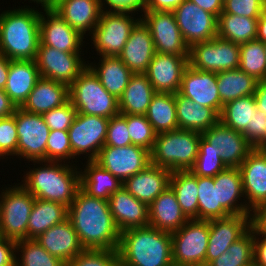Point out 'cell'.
<instances>
[{
	"label": "cell",
	"mask_w": 266,
	"mask_h": 266,
	"mask_svg": "<svg viewBox=\"0 0 266 266\" xmlns=\"http://www.w3.org/2000/svg\"><path fill=\"white\" fill-rule=\"evenodd\" d=\"M68 218L84 249L118 250L121 232L108 200L90 196L79 188L68 207Z\"/></svg>",
	"instance_id": "1"
},
{
	"label": "cell",
	"mask_w": 266,
	"mask_h": 266,
	"mask_svg": "<svg viewBox=\"0 0 266 266\" xmlns=\"http://www.w3.org/2000/svg\"><path fill=\"white\" fill-rule=\"evenodd\" d=\"M20 8L0 14V54L10 60H35L40 43V12L30 6Z\"/></svg>",
	"instance_id": "2"
},
{
	"label": "cell",
	"mask_w": 266,
	"mask_h": 266,
	"mask_svg": "<svg viewBox=\"0 0 266 266\" xmlns=\"http://www.w3.org/2000/svg\"><path fill=\"white\" fill-rule=\"evenodd\" d=\"M35 162L43 166L26 171L21 185L35 198L58 202L69 207L80 188L81 168H77L75 164L72 166V163L33 161L34 164Z\"/></svg>",
	"instance_id": "3"
},
{
	"label": "cell",
	"mask_w": 266,
	"mask_h": 266,
	"mask_svg": "<svg viewBox=\"0 0 266 266\" xmlns=\"http://www.w3.org/2000/svg\"><path fill=\"white\" fill-rule=\"evenodd\" d=\"M118 253L120 266H168L173 262L171 233L149 225L127 229Z\"/></svg>",
	"instance_id": "4"
},
{
	"label": "cell",
	"mask_w": 266,
	"mask_h": 266,
	"mask_svg": "<svg viewBox=\"0 0 266 266\" xmlns=\"http://www.w3.org/2000/svg\"><path fill=\"white\" fill-rule=\"evenodd\" d=\"M202 134L193 130L159 133L150 152L151 164L172 171L190 170L199 152Z\"/></svg>",
	"instance_id": "5"
},
{
	"label": "cell",
	"mask_w": 266,
	"mask_h": 266,
	"mask_svg": "<svg viewBox=\"0 0 266 266\" xmlns=\"http://www.w3.org/2000/svg\"><path fill=\"white\" fill-rule=\"evenodd\" d=\"M69 101L78 113L111 118L119 114L118 99L87 66L69 86Z\"/></svg>",
	"instance_id": "6"
},
{
	"label": "cell",
	"mask_w": 266,
	"mask_h": 266,
	"mask_svg": "<svg viewBox=\"0 0 266 266\" xmlns=\"http://www.w3.org/2000/svg\"><path fill=\"white\" fill-rule=\"evenodd\" d=\"M11 187L0 194V233L3 238L18 241L27 239L35 197L20 183Z\"/></svg>",
	"instance_id": "7"
},
{
	"label": "cell",
	"mask_w": 266,
	"mask_h": 266,
	"mask_svg": "<svg viewBox=\"0 0 266 266\" xmlns=\"http://www.w3.org/2000/svg\"><path fill=\"white\" fill-rule=\"evenodd\" d=\"M135 12L102 11L91 42L100 56H119L132 29L141 20L132 17ZM131 14V15H130ZM135 18V19H134Z\"/></svg>",
	"instance_id": "8"
},
{
	"label": "cell",
	"mask_w": 266,
	"mask_h": 266,
	"mask_svg": "<svg viewBox=\"0 0 266 266\" xmlns=\"http://www.w3.org/2000/svg\"><path fill=\"white\" fill-rule=\"evenodd\" d=\"M172 261L186 266H205L209 238V221L188 220L171 233Z\"/></svg>",
	"instance_id": "9"
},
{
	"label": "cell",
	"mask_w": 266,
	"mask_h": 266,
	"mask_svg": "<svg viewBox=\"0 0 266 266\" xmlns=\"http://www.w3.org/2000/svg\"><path fill=\"white\" fill-rule=\"evenodd\" d=\"M240 44L214 37L189 48L188 63L204 72H222L239 68Z\"/></svg>",
	"instance_id": "10"
},
{
	"label": "cell",
	"mask_w": 266,
	"mask_h": 266,
	"mask_svg": "<svg viewBox=\"0 0 266 266\" xmlns=\"http://www.w3.org/2000/svg\"><path fill=\"white\" fill-rule=\"evenodd\" d=\"M18 133L17 157L30 161H46V145L50 133L42 114L17 108L13 114Z\"/></svg>",
	"instance_id": "11"
},
{
	"label": "cell",
	"mask_w": 266,
	"mask_h": 266,
	"mask_svg": "<svg viewBox=\"0 0 266 266\" xmlns=\"http://www.w3.org/2000/svg\"><path fill=\"white\" fill-rule=\"evenodd\" d=\"M109 118L77 113L68 129L73 159L86 154L88 161L95 160L105 145ZM81 154V155H80Z\"/></svg>",
	"instance_id": "12"
},
{
	"label": "cell",
	"mask_w": 266,
	"mask_h": 266,
	"mask_svg": "<svg viewBox=\"0 0 266 266\" xmlns=\"http://www.w3.org/2000/svg\"><path fill=\"white\" fill-rule=\"evenodd\" d=\"M81 57V53L38 46L35 62L41 77L70 86L87 67L86 61Z\"/></svg>",
	"instance_id": "13"
},
{
	"label": "cell",
	"mask_w": 266,
	"mask_h": 266,
	"mask_svg": "<svg viewBox=\"0 0 266 266\" xmlns=\"http://www.w3.org/2000/svg\"><path fill=\"white\" fill-rule=\"evenodd\" d=\"M122 183L151 164L150 151L137 146H104L94 160Z\"/></svg>",
	"instance_id": "14"
},
{
	"label": "cell",
	"mask_w": 266,
	"mask_h": 266,
	"mask_svg": "<svg viewBox=\"0 0 266 266\" xmlns=\"http://www.w3.org/2000/svg\"><path fill=\"white\" fill-rule=\"evenodd\" d=\"M173 14L189 48L217 37L218 18L195 3L185 0L173 11Z\"/></svg>",
	"instance_id": "15"
},
{
	"label": "cell",
	"mask_w": 266,
	"mask_h": 266,
	"mask_svg": "<svg viewBox=\"0 0 266 266\" xmlns=\"http://www.w3.org/2000/svg\"><path fill=\"white\" fill-rule=\"evenodd\" d=\"M141 20L149 28L156 53L189 56L173 12L143 11Z\"/></svg>",
	"instance_id": "16"
},
{
	"label": "cell",
	"mask_w": 266,
	"mask_h": 266,
	"mask_svg": "<svg viewBox=\"0 0 266 266\" xmlns=\"http://www.w3.org/2000/svg\"><path fill=\"white\" fill-rule=\"evenodd\" d=\"M201 134L207 141V148L214 149L227 167H239L255 149L242 133L220 120Z\"/></svg>",
	"instance_id": "17"
},
{
	"label": "cell",
	"mask_w": 266,
	"mask_h": 266,
	"mask_svg": "<svg viewBox=\"0 0 266 266\" xmlns=\"http://www.w3.org/2000/svg\"><path fill=\"white\" fill-rule=\"evenodd\" d=\"M42 9L45 13L40 11L39 46H50L69 53H81L85 36L73 29L52 8Z\"/></svg>",
	"instance_id": "18"
},
{
	"label": "cell",
	"mask_w": 266,
	"mask_h": 266,
	"mask_svg": "<svg viewBox=\"0 0 266 266\" xmlns=\"http://www.w3.org/2000/svg\"><path fill=\"white\" fill-rule=\"evenodd\" d=\"M251 216L230 215L209 220V238L205 266H208L223 252L228 251V247L251 228Z\"/></svg>",
	"instance_id": "19"
},
{
	"label": "cell",
	"mask_w": 266,
	"mask_h": 266,
	"mask_svg": "<svg viewBox=\"0 0 266 266\" xmlns=\"http://www.w3.org/2000/svg\"><path fill=\"white\" fill-rule=\"evenodd\" d=\"M188 65V56L155 53L145 74L155 92L175 94L180 89Z\"/></svg>",
	"instance_id": "20"
},
{
	"label": "cell",
	"mask_w": 266,
	"mask_h": 266,
	"mask_svg": "<svg viewBox=\"0 0 266 266\" xmlns=\"http://www.w3.org/2000/svg\"><path fill=\"white\" fill-rule=\"evenodd\" d=\"M178 93L204 107L214 109L219 115L222 111L223 104L214 72L199 71L188 65L184 70Z\"/></svg>",
	"instance_id": "21"
},
{
	"label": "cell",
	"mask_w": 266,
	"mask_h": 266,
	"mask_svg": "<svg viewBox=\"0 0 266 266\" xmlns=\"http://www.w3.org/2000/svg\"><path fill=\"white\" fill-rule=\"evenodd\" d=\"M238 168L248 207L254 211L266 205V157L255 148Z\"/></svg>",
	"instance_id": "22"
},
{
	"label": "cell",
	"mask_w": 266,
	"mask_h": 266,
	"mask_svg": "<svg viewBox=\"0 0 266 266\" xmlns=\"http://www.w3.org/2000/svg\"><path fill=\"white\" fill-rule=\"evenodd\" d=\"M34 240L65 264L84 250L69 218L52 226Z\"/></svg>",
	"instance_id": "23"
},
{
	"label": "cell",
	"mask_w": 266,
	"mask_h": 266,
	"mask_svg": "<svg viewBox=\"0 0 266 266\" xmlns=\"http://www.w3.org/2000/svg\"><path fill=\"white\" fill-rule=\"evenodd\" d=\"M155 53L149 28L140 20L132 29L118 57L133 74H139L146 73Z\"/></svg>",
	"instance_id": "24"
},
{
	"label": "cell",
	"mask_w": 266,
	"mask_h": 266,
	"mask_svg": "<svg viewBox=\"0 0 266 266\" xmlns=\"http://www.w3.org/2000/svg\"><path fill=\"white\" fill-rule=\"evenodd\" d=\"M108 202L120 232L149 225L148 205L136 199L123 187L113 193Z\"/></svg>",
	"instance_id": "25"
},
{
	"label": "cell",
	"mask_w": 266,
	"mask_h": 266,
	"mask_svg": "<svg viewBox=\"0 0 266 266\" xmlns=\"http://www.w3.org/2000/svg\"><path fill=\"white\" fill-rule=\"evenodd\" d=\"M171 171L149 164L123 182V188L148 206L167 188Z\"/></svg>",
	"instance_id": "26"
},
{
	"label": "cell",
	"mask_w": 266,
	"mask_h": 266,
	"mask_svg": "<svg viewBox=\"0 0 266 266\" xmlns=\"http://www.w3.org/2000/svg\"><path fill=\"white\" fill-rule=\"evenodd\" d=\"M52 9L82 36L92 34L102 12L100 0H60Z\"/></svg>",
	"instance_id": "27"
},
{
	"label": "cell",
	"mask_w": 266,
	"mask_h": 266,
	"mask_svg": "<svg viewBox=\"0 0 266 266\" xmlns=\"http://www.w3.org/2000/svg\"><path fill=\"white\" fill-rule=\"evenodd\" d=\"M69 101V86L41 77L20 107L32 114H43Z\"/></svg>",
	"instance_id": "28"
},
{
	"label": "cell",
	"mask_w": 266,
	"mask_h": 266,
	"mask_svg": "<svg viewBox=\"0 0 266 266\" xmlns=\"http://www.w3.org/2000/svg\"><path fill=\"white\" fill-rule=\"evenodd\" d=\"M217 185L218 204H220L230 215H252L253 212L246 202L238 200L245 199L242 176L238 167H227L214 177Z\"/></svg>",
	"instance_id": "29"
},
{
	"label": "cell",
	"mask_w": 266,
	"mask_h": 266,
	"mask_svg": "<svg viewBox=\"0 0 266 266\" xmlns=\"http://www.w3.org/2000/svg\"><path fill=\"white\" fill-rule=\"evenodd\" d=\"M148 210L149 226L170 233L180 229L189 220L170 186L148 206Z\"/></svg>",
	"instance_id": "30"
},
{
	"label": "cell",
	"mask_w": 266,
	"mask_h": 266,
	"mask_svg": "<svg viewBox=\"0 0 266 266\" xmlns=\"http://www.w3.org/2000/svg\"><path fill=\"white\" fill-rule=\"evenodd\" d=\"M40 78L35 60H10L4 91L20 108Z\"/></svg>",
	"instance_id": "31"
},
{
	"label": "cell",
	"mask_w": 266,
	"mask_h": 266,
	"mask_svg": "<svg viewBox=\"0 0 266 266\" xmlns=\"http://www.w3.org/2000/svg\"><path fill=\"white\" fill-rule=\"evenodd\" d=\"M178 129L202 133L219 121L220 115L212 108L204 107L191 99L175 93Z\"/></svg>",
	"instance_id": "32"
},
{
	"label": "cell",
	"mask_w": 266,
	"mask_h": 266,
	"mask_svg": "<svg viewBox=\"0 0 266 266\" xmlns=\"http://www.w3.org/2000/svg\"><path fill=\"white\" fill-rule=\"evenodd\" d=\"M155 90L145 73L133 74L118 99L120 114L146 115Z\"/></svg>",
	"instance_id": "33"
},
{
	"label": "cell",
	"mask_w": 266,
	"mask_h": 266,
	"mask_svg": "<svg viewBox=\"0 0 266 266\" xmlns=\"http://www.w3.org/2000/svg\"><path fill=\"white\" fill-rule=\"evenodd\" d=\"M99 58L98 66L88 62L87 66L98 77L102 86L119 99L133 73L118 56H102V58L100 56Z\"/></svg>",
	"instance_id": "34"
},
{
	"label": "cell",
	"mask_w": 266,
	"mask_h": 266,
	"mask_svg": "<svg viewBox=\"0 0 266 266\" xmlns=\"http://www.w3.org/2000/svg\"><path fill=\"white\" fill-rule=\"evenodd\" d=\"M80 171V188L90 196L109 200L123 183L94 160L86 162Z\"/></svg>",
	"instance_id": "35"
},
{
	"label": "cell",
	"mask_w": 266,
	"mask_h": 266,
	"mask_svg": "<svg viewBox=\"0 0 266 266\" xmlns=\"http://www.w3.org/2000/svg\"><path fill=\"white\" fill-rule=\"evenodd\" d=\"M67 218V206L35 198L27 226V239H36L40 234Z\"/></svg>",
	"instance_id": "36"
},
{
	"label": "cell",
	"mask_w": 266,
	"mask_h": 266,
	"mask_svg": "<svg viewBox=\"0 0 266 266\" xmlns=\"http://www.w3.org/2000/svg\"><path fill=\"white\" fill-rule=\"evenodd\" d=\"M169 186L176 194L177 201L185 216L189 220H198L197 176L190 170L172 171Z\"/></svg>",
	"instance_id": "37"
},
{
	"label": "cell",
	"mask_w": 266,
	"mask_h": 266,
	"mask_svg": "<svg viewBox=\"0 0 266 266\" xmlns=\"http://www.w3.org/2000/svg\"><path fill=\"white\" fill-rule=\"evenodd\" d=\"M157 134L178 129L175 94L156 92L146 113Z\"/></svg>",
	"instance_id": "38"
},
{
	"label": "cell",
	"mask_w": 266,
	"mask_h": 266,
	"mask_svg": "<svg viewBox=\"0 0 266 266\" xmlns=\"http://www.w3.org/2000/svg\"><path fill=\"white\" fill-rule=\"evenodd\" d=\"M221 103L253 95L258 81L240 68L216 73Z\"/></svg>",
	"instance_id": "39"
},
{
	"label": "cell",
	"mask_w": 266,
	"mask_h": 266,
	"mask_svg": "<svg viewBox=\"0 0 266 266\" xmlns=\"http://www.w3.org/2000/svg\"><path fill=\"white\" fill-rule=\"evenodd\" d=\"M258 18H249L222 12L218 17L217 36L242 44L257 37Z\"/></svg>",
	"instance_id": "40"
},
{
	"label": "cell",
	"mask_w": 266,
	"mask_h": 266,
	"mask_svg": "<svg viewBox=\"0 0 266 266\" xmlns=\"http://www.w3.org/2000/svg\"><path fill=\"white\" fill-rule=\"evenodd\" d=\"M257 111L254 95L240 97L223 105L219 120L237 132L251 127L253 113Z\"/></svg>",
	"instance_id": "41"
},
{
	"label": "cell",
	"mask_w": 266,
	"mask_h": 266,
	"mask_svg": "<svg viewBox=\"0 0 266 266\" xmlns=\"http://www.w3.org/2000/svg\"><path fill=\"white\" fill-rule=\"evenodd\" d=\"M208 266H254V229L251 227Z\"/></svg>",
	"instance_id": "42"
},
{
	"label": "cell",
	"mask_w": 266,
	"mask_h": 266,
	"mask_svg": "<svg viewBox=\"0 0 266 266\" xmlns=\"http://www.w3.org/2000/svg\"><path fill=\"white\" fill-rule=\"evenodd\" d=\"M198 185V220H213L230 216V214L218 204L217 185L214 177L197 176Z\"/></svg>",
	"instance_id": "43"
},
{
	"label": "cell",
	"mask_w": 266,
	"mask_h": 266,
	"mask_svg": "<svg viewBox=\"0 0 266 266\" xmlns=\"http://www.w3.org/2000/svg\"><path fill=\"white\" fill-rule=\"evenodd\" d=\"M239 68L257 81L266 79V52L260 40L240 44Z\"/></svg>",
	"instance_id": "44"
},
{
	"label": "cell",
	"mask_w": 266,
	"mask_h": 266,
	"mask_svg": "<svg viewBox=\"0 0 266 266\" xmlns=\"http://www.w3.org/2000/svg\"><path fill=\"white\" fill-rule=\"evenodd\" d=\"M16 252L18 255V252H21L19 255L21 257L16 256L15 259L17 266H66L63 261L49 254L34 239L16 241Z\"/></svg>",
	"instance_id": "45"
},
{
	"label": "cell",
	"mask_w": 266,
	"mask_h": 266,
	"mask_svg": "<svg viewBox=\"0 0 266 266\" xmlns=\"http://www.w3.org/2000/svg\"><path fill=\"white\" fill-rule=\"evenodd\" d=\"M227 166L212 148H207V141L201 136L199 142V152L194 166L190 171L199 177H215L225 170Z\"/></svg>",
	"instance_id": "46"
},
{
	"label": "cell",
	"mask_w": 266,
	"mask_h": 266,
	"mask_svg": "<svg viewBox=\"0 0 266 266\" xmlns=\"http://www.w3.org/2000/svg\"><path fill=\"white\" fill-rule=\"evenodd\" d=\"M126 121L131 143L151 152L157 133L146 115L126 114Z\"/></svg>",
	"instance_id": "47"
},
{
	"label": "cell",
	"mask_w": 266,
	"mask_h": 266,
	"mask_svg": "<svg viewBox=\"0 0 266 266\" xmlns=\"http://www.w3.org/2000/svg\"><path fill=\"white\" fill-rule=\"evenodd\" d=\"M66 266H120L118 250L84 249Z\"/></svg>",
	"instance_id": "48"
},
{
	"label": "cell",
	"mask_w": 266,
	"mask_h": 266,
	"mask_svg": "<svg viewBox=\"0 0 266 266\" xmlns=\"http://www.w3.org/2000/svg\"><path fill=\"white\" fill-rule=\"evenodd\" d=\"M71 158L73 159V154L68 130H50L46 145V161L70 163Z\"/></svg>",
	"instance_id": "49"
},
{
	"label": "cell",
	"mask_w": 266,
	"mask_h": 266,
	"mask_svg": "<svg viewBox=\"0 0 266 266\" xmlns=\"http://www.w3.org/2000/svg\"><path fill=\"white\" fill-rule=\"evenodd\" d=\"M18 133L14 115L0 118V158L17 156Z\"/></svg>",
	"instance_id": "50"
},
{
	"label": "cell",
	"mask_w": 266,
	"mask_h": 266,
	"mask_svg": "<svg viewBox=\"0 0 266 266\" xmlns=\"http://www.w3.org/2000/svg\"><path fill=\"white\" fill-rule=\"evenodd\" d=\"M127 127L126 114H118L109 118L104 146L124 147L131 145Z\"/></svg>",
	"instance_id": "51"
},
{
	"label": "cell",
	"mask_w": 266,
	"mask_h": 266,
	"mask_svg": "<svg viewBox=\"0 0 266 266\" xmlns=\"http://www.w3.org/2000/svg\"><path fill=\"white\" fill-rule=\"evenodd\" d=\"M77 110L70 101L42 114L50 130H68L74 122Z\"/></svg>",
	"instance_id": "52"
},
{
	"label": "cell",
	"mask_w": 266,
	"mask_h": 266,
	"mask_svg": "<svg viewBox=\"0 0 266 266\" xmlns=\"http://www.w3.org/2000/svg\"><path fill=\"white\" fill-rule=\"evenodd\" d=\"M264 11V0H225L223 12L244 16L249 18H259Z\"/></svg>",
	"instance_id": "53"
},
{
	"label": "cell",
	"mask_w": 266,
	"mask_h": 266,
	"mask_svg": "<svg viewBox=\"0 0 266 266\" xmlns=\"http://www.w3.org/2000/svg\"><path fill=\"white\" fill-rule=\"evenodd\" d=\"M242 134L254 148H257L265 139L266 113L257 109L253 113L251 127L246 128Z\"/></svg>",
	"instance_id": "54"
},
{
	"label": "cell",
	"mask_w": 266,
	"mask_h": 266,
	"mask_svg": "<svg viewBox=\"0 0 266 266\" xmlns=\"http://www.w3.org/2000/svg\"><path fill=\"white\" fill-rule=\"evenodd\" d=\"M145 4L146 0H100L102 11H106L105 7L108 5L107 11L143 12Z\"/></svg>",
	"instance_id": "55"
},
{
	"label": "cell",
	"mask_w": 266,
	"mask_h": 266,
	"mask_svg": "<svg viewBox=\"0 0 266 266\" xmlns=\"http://www.w3.org/2000/svg\"><path fill=\"white\" fill-rule=\"evenodd\" d=\"M16 255V241L3 238L0 233V266H11Z\"/></svg>",
	"instance_id": "56"
},
{
	"label": "cell",
	"mask_w": 266,
	"mask_h": 266,
	"mask_svg": "<svg viewBox=\"0 0 266 266\" xmlns=\"http://www.w3.org/2000/svg\"><path fill=\"white\" fill-rule=\"evenodd\" d=\"M185 0H146L143 11L173 12Z\"/></svg>",
	"instance_id": "57"
},
{
	"label": "cell",
	"mask_w": 266,
	"mask_h": 266,
	"mask_svg": "<svg viewBox=\"0 0 266 266\" xmlns=\"http://www.w3.org/2000/svg\"><path fill=\"white\" fill-rule=\"evenodd\" d=\"M252 213L251 227L260 237L266 238V205L256 208Z\"/></svg>",
	"instance_id": "58"
},
{
	"label": "cell",
	"mask_w": 266,
	"mask_h": 266,
	"mask_svg": "<svg viewBox=\"0 0 266 266\" xmlns=\"http://www.w3.org/2000/svg\"><path fill=\"white\" fill-rule=\"evenodd\" d=\"M254 266H266V238L254 230Z\"/></svg>",
	"instance_id": "59"
},
{
	"label": "cell",
	"mask_w": 266,
	"mask_h": 266,
	"mask_svg": "<svg viewBox=\"0 0 266 266\" xmlns=\"http://www.w3.org/2000/svg\"><path fill=\"white\" fill-rule=\"evenodd\" d=\"M206 12L214 14L217 18L223 12V0H189Z\"/></svg>",
	"instance_id": "60"
},
{
	"label": "cell",
	"mask_w": 266,
	"mask_h": 266,
	"mask_svg": "<svg viewBox=\"0 0 266 266\" xmlns=\"http://www.w3.org/2000/svg\"><path fill=\"white\" fill-rule=\"evenodd\" d=\"M253 95L257 109L266 113V79L258 81Z\"/></svg>",
	"instance_id": "61"
},
{
	"label": "cell",
	"mask_w": 266,
	"mask_h": 266,
	"mask_svg": "<svg viewBox=\"0 0 266 266\" xmlns=\"http://www.w3.org/2000/svg\"><path fill=\"white\" fill-rule=\"evenodd\" d=\"M16 109V105L12 102L5 91L0 90V118L13 115Z\"/></svg>",
	"instance_id": "62"
},
{
	"label": "cell",
	"mask_w": 266,
	"mask_h": 266,
	"mask_svg": "<svg viewBox=\"0 0 266 266\" xmlns=\"http://www.w3.org/2000/svg\"><path fill=\"white\" fill-rule=\"evenodd\" d=\"M10 59L0 54V90H4L8 78Z\"/></svg>",
	"instance_id": "63"
},
{
	"label": "cell",
	"mask_w": 266,
	"mask_h": 266,
	"mask_svg": "<svg viewBox=\"0 0 266 266\" xmlns=\"http://www.w3.org/2000/svg\"><path fill=\"white\" fill-rule=\"evenodd\" d=\"M257 40L266 43V11L258 18Z\"/></svg>",
	"instance_id": "64"
},
{
	"label": "cell",
	"mask_w": 266,
	"mask_h": 266,
	"mask_svg": "<svg viewBox=\"0 0 266 266\" xmlns=\"http://www.w3.org/2000/svg\"><path fill=\"white\" fill-rule=\"evenodd\" d=\"M36 2V4H41V8H52L53 7V0H30Z\"/></svg>",
	"instance_id": "65"
},
{
	"label": "cell",
	"mask_w": 266,
	"mask_h": 266,
	"mask_svg": "<svg viewBox=\"0 0 266 266\" xmlns=\"http://www.w3.org/2000/svg\"><path fill=\"white\" fill-rule=\"evenodd\" d=\"M256 149L260 150L262 154L266 157V145H259Z\"/></svg>",
	"instance_id": "66"
},
{
	"label": "cell",
	"mask_w": 266,
	"mask_h": 266,
	"mask_svg": "<svg viewBox=\"0 0 266 266\" xmlns=\"http://www.w3.org/2000/svg\"><path fill=\"white\" fill-rule=\"evenodd\" d=\"M168 266H186V265H181V264H176V263H171L170 265H168Z\"/></svg>",
	"instance_id": "67"
},
{
	"label": "cell",
	"mask_w": 266,
	"mask_h": 266,
	"mask_svg": "<svg viewBox=\"0 0 266 266\" xmlns=\"http://www.w3.org/2000/svg\"><path fill=\"white\" fill-rule=\"evenodd\" d=\"M260 145H266V134H265V139Z\"/></svg>",
	"instance_id": "68"
},
{
	"label": "cell",
	"mask_w": 266,
	"mask_h": 266,
	"mask_svg": "<svg viewBox=\"0 0 266 266\" xmlns=\"http://www.w3.org/2000/svg\"><path fill=\"white\" fill-rule=\"evenodd\" d=\"M60 0H53V6Z\"/></svg>",
	"instance_id": "69"
},
{
	"label": "cell",
	"mask_w": 266,
	"mask_h": 266,
	"mask_svg": "<svg viewBox=\"0 0 266 266\" xmlns=\"http://www.w3.org/2000/svg\"><path fill=\"white\" fill-rule=\"evenodd\" d=\"M264 11H266V0H264Z\"/></svg>",
	"instance_id": "70"
},
{
	"label": "cell",
	"mask_w": 266,
	"mask_h": 266,
	"mask_svg": "<svg viewBox=\"0 0 266 266\" xmlns=\"http://www.w3.org/2000/svg\"><path fill=\"white\" fill-rule=\"evenodd\" d=\"M11 266H17L16 261Z\"/></svg>",
	"instance_id": "71"
}]
</instances>
